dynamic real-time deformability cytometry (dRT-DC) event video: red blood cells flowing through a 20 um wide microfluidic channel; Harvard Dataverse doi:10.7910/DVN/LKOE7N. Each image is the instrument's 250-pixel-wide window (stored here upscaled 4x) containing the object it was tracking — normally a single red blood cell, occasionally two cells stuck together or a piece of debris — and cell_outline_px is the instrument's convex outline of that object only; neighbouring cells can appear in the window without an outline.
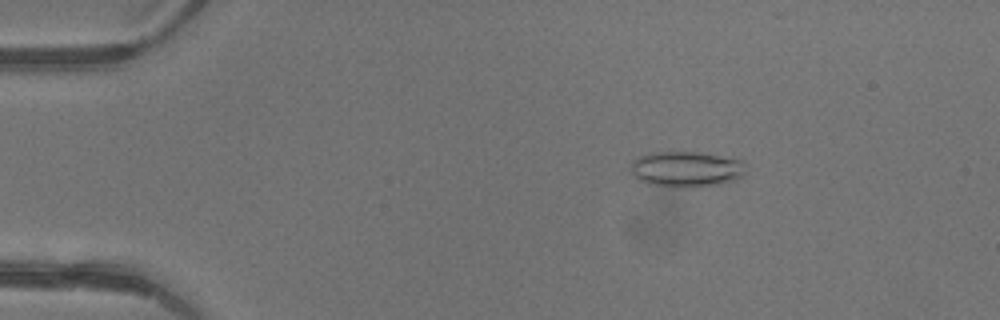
{"species": "common noctule bat (a hibernating species)", "species_latin": "Nyctalus noctula", "temperature_condition": "warm", "stored_images_in_passage": 3, "camera_frame_rate_fps": 3000, "um_per_image_px": 0.085, "animal": {"sex": "female"}, "frame": {"image": 1, "passage_image": 2, "time_ms": 0.333, "image_size_px": [1000, 320], "cell_outline_px": [[744, 176], [736, 180], [720, 184], [696, 188], [676, 188], [648, 184], [640, 180], [632, 172], [632, 160], [640, 156], [652, 152], [696, 152], [744, 160]], "centroid_in_image_um": [58.37, 14.4], "position_along_channel_um": 26.6, "area_um2": 24.16}}